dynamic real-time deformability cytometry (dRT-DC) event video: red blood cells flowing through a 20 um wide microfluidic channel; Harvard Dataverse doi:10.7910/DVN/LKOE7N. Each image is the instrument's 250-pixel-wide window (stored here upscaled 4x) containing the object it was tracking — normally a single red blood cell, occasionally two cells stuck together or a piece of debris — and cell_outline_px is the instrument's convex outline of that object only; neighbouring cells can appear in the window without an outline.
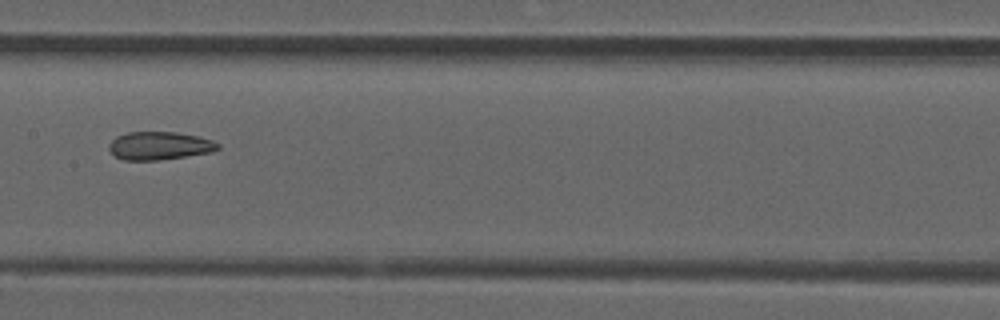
{"species": "common noctule bat (a hibernating species)", "species_latin": "Nyctalus noctula", "temperature_condition": "room temperature", "stored_images_in_passage": 7, "camera_frame_rate_fps": 3000, "um_per_image_px": 0.085, "animal": {"sex": "male", "forearm_length_mm": 52.5}, "frame": {"image": 1, "passage_image": 7, "time_ms": 2.0, "image_size_px": [1000, 320], "cell_outline_px": [[220, 148], [212, 152], [156, 160], [124, 160], [116, 156], [108, 148], [108, 144], [116, 136], [128, 132], [176, 132], [196, 136], [212, 140], [220, 144]], "centroid_in_image_um": [13.55, 12.38], "position_along_channel_um": 193.9, "area_um2": 17.69}}